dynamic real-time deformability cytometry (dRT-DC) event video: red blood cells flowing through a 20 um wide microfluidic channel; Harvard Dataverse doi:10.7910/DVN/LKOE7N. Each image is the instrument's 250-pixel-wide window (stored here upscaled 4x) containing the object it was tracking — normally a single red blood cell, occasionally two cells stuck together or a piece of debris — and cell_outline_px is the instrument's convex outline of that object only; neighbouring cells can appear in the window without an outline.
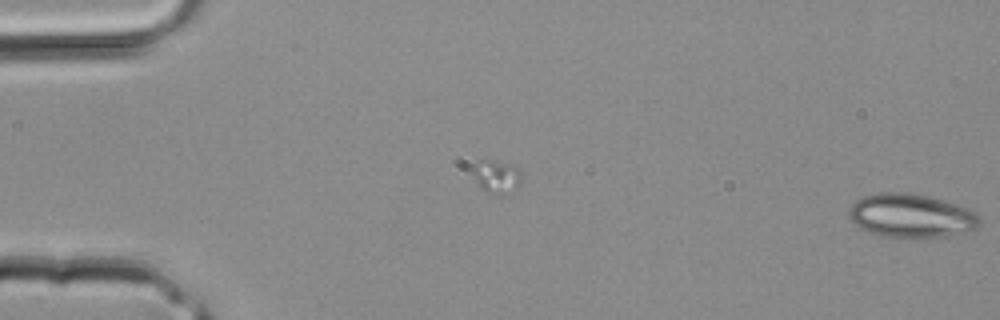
{"species": "common noctule bat (a hibernating species)", "species_latin": "Nyctalus noctula", "temperature_condition": "room temperature", "stored_images_in_passage": 3, "camera_frame_rate_fps": 3000, "um_per_image_px": 0.085, "animal": {"sex": "male", "body_mass_g": 20.4}, "frame": {"image": 1, "passage_image": 3, "time_ms": 0.667, "image_size_px": [1000, 320], "cell_outline_px": [[980, 224], [976, 228], [944, 236], [920, 240], [884, 236], [860, 228], [848, 216], [848, 208], [856, 200], [864, 196], [880, 192], [908, 192], [928, 196], [944, 200], [956, 204], [976, 212], [980, 216]], "centroid_in_image_um": [77.44, 18.35], "position_along_channel_um": 7.6, "area_um2": 33.64}}